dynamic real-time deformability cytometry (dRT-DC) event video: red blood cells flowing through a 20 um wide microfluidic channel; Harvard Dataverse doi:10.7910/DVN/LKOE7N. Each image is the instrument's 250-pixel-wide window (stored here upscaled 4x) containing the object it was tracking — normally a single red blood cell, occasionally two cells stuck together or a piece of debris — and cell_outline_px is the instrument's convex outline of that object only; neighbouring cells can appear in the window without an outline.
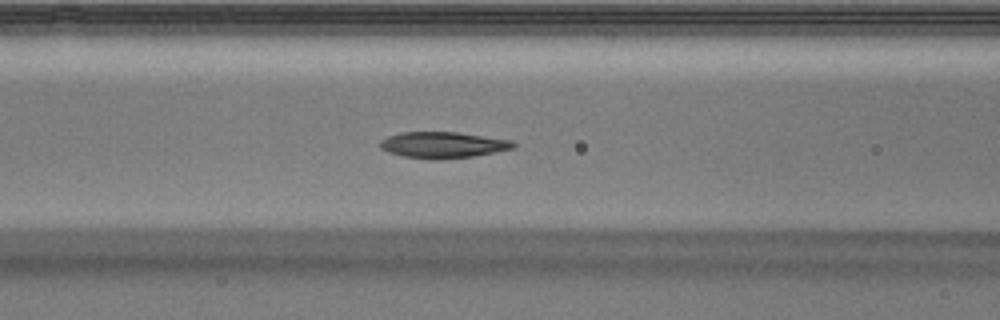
{"species": "Egyptian fruit bat (a non-hibernating species)", "species_latin": "Rousettus aegyptiacus", "temperature_condition": "warm", "stored_images_in_passage": 36, "camera_frame_rate_fps": 3000, "um_per_image_px": 0.085, "animal": {"sex": "male"}, "frame": {"image": 1, "passage_image": 5, "time_ms": 1.333, "image_size_px": [1000, 320], "cell_outline_px": [[516, 148], [472, 156], [436, 160], [432, 160], [404, 156], [388, 152], [380, 148], [376, 144], [380, 140], [388, 136], [400, 132], [456, 132], [512, 140], [516, 144]], "centroid_in_image_um": [37.61, 12.32], "position_along_channel_um": 129.0, "area_um2": 20.46}}
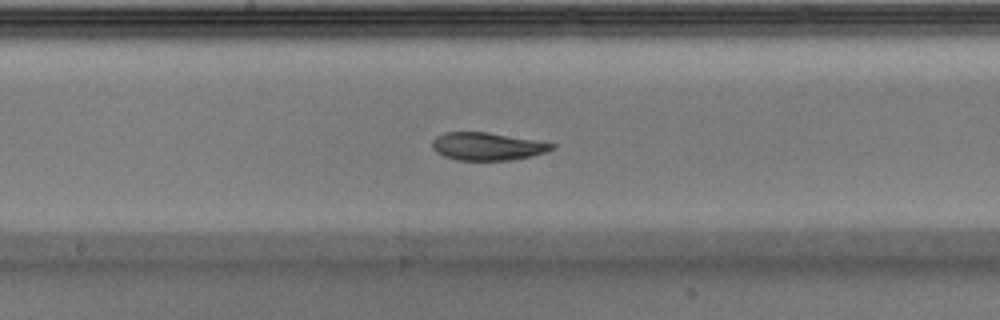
{"frame": {"image": 2, "passage_image": 11, "time_ms": 3.333, "image_size_px": [1000, 320], "cell_outline_px": [[556, 148], [532, 156], [512, 160], [456, 160], [444, 156], [436, 152], [432, 148], [432, 140], [436, 136], [444, 132], [488, 132], [556, 144]], "centroid_in_image_um": [41.39, 12.44], "position_along_channel_um": 206.8, "area_um2": 19.36}}
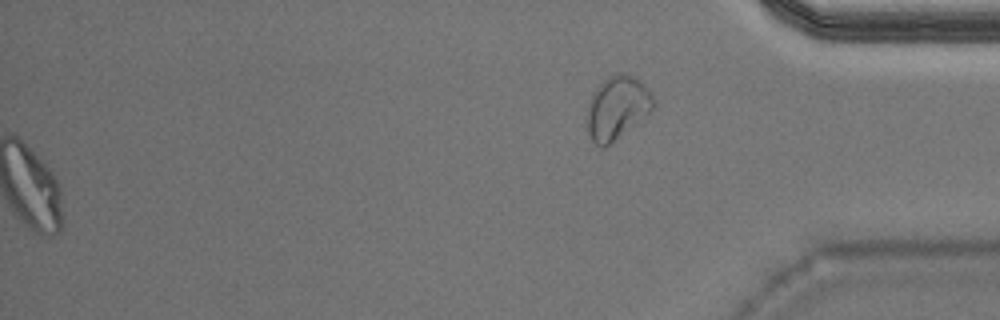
{"frame": {"image": 3, "passage_image": 36, "time_ms": 11.667, "image_size_px": [1000, 320], "cell_outline_px": [[656, 104], [648, 112], [604, 148], [600, 148], [592, 140], [588, 132], [588, 104], [592, 92], [608, 76], [616, 72], [620, 72], [632, 76], [640, 80], [648, 88]], "centroid_in_image_um": [52.43, 9.11], "position_along_channel_um": 382.8, "area_um2": 23.87}}